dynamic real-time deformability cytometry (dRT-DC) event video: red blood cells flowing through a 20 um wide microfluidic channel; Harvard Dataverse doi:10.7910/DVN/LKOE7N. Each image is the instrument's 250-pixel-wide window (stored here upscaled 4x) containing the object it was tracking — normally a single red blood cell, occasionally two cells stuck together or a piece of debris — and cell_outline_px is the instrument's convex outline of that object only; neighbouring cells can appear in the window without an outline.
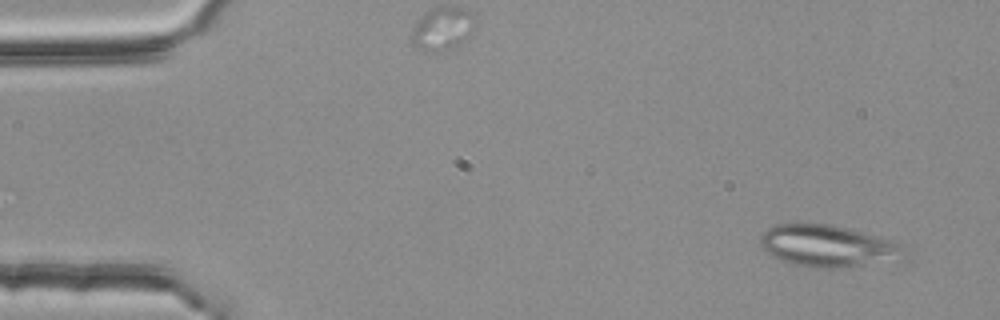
{"species": "common noctule bat (a hibernating species)", "species_latin": "Nyctalus noctula", "temperature_condition": "room temperature", "stored_images_in_passage": 4, "camera_frame_rate_fps": 3000, "um_per_image_px": 0.085, "animal": {"sex": "female", "body_mass_g": 25.1}, "frame": {"image": 1, "passage_image": 1, "time_ms": 0.0, "image_size_px": [1000, 320], "cell_outline_px": [[912, 252], [856, 264], [836, 268], [820, 268], [792, 264], [780, 260], [772, 256], [764, 248], [760, 240], [760, 236], [768, 228], [776, 224], [832, 224], [892, 240], [904, 244]], "centroid_in_image_um": [70.28, 20.87], "position_along_channel_um": 14.7, "area_um2": 33.87}}